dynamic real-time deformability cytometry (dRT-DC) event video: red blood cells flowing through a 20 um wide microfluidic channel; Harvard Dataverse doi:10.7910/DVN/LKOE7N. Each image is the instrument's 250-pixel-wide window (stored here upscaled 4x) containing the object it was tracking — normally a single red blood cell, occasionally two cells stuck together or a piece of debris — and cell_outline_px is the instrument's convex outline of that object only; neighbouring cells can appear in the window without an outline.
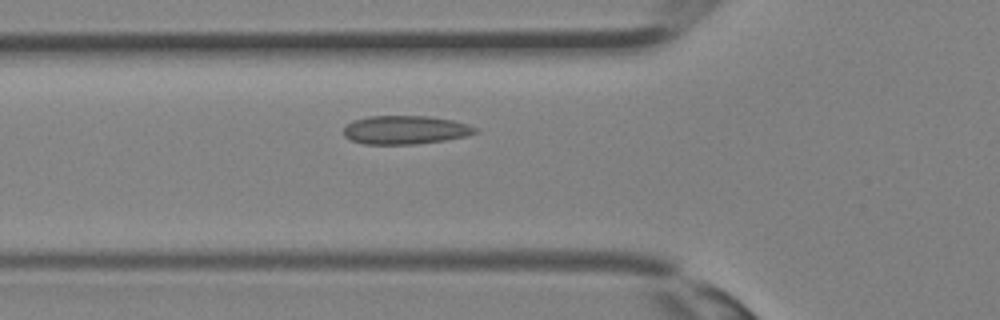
{"species": "Egyptian fruit bat (a non-hibernating species)", "species_latin": "Rousettus aegyptiacus", "temperature_condition": "room temperature", "stored_images_in_passage": 32, "camera_frame_rate_fps": 3000, "um_per_image_px": 0.085, "animal": {"sex": "female"}, "frame": {"image": 1, "passage_image": 10, "time_ms": 3.0, "image_size_px": [1000, 320], "cell_outline_px": [[480, 132], [464, 136], [444, 140], [416, 144], [364, 144], [352, 140], [344, 136], [344, 128], [352, 120], [368, 116], [428, 116], [452, 120], [468, 124], [476, 128]], "centroid_in_image_um": [34.44, 11.04], "position_along_channel_um": 91.4, "area_um2": 21.85}}
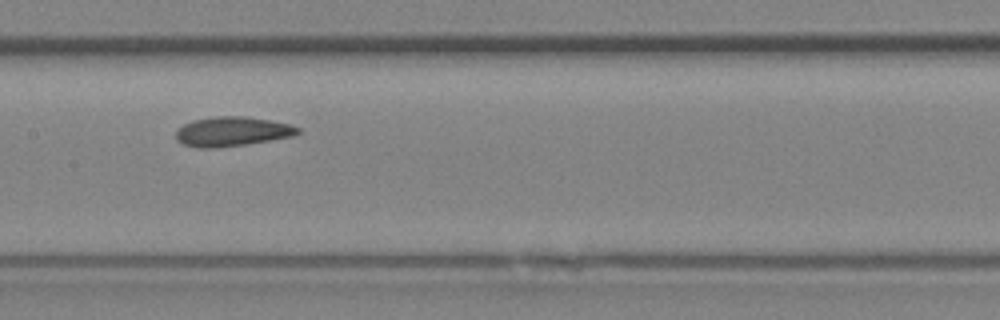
{"frame": {"image": 2, "passage_image": 15, "time_ms": 4.667, "image_size_px": [1000, 320], "cell_outline_px": [[300, 132], [292, 136], [244, 144], [216, 148], [196, 148], [184, 144], [176, 140], [176, 132], [184, 124], [192, 120], [216, 116], [244, 116], [292, 124], [300, 128]], "centroid_in_image_um": [19.71, 11.17], "position_along_channel_um": 187.7, "area_um2": 20.81}}
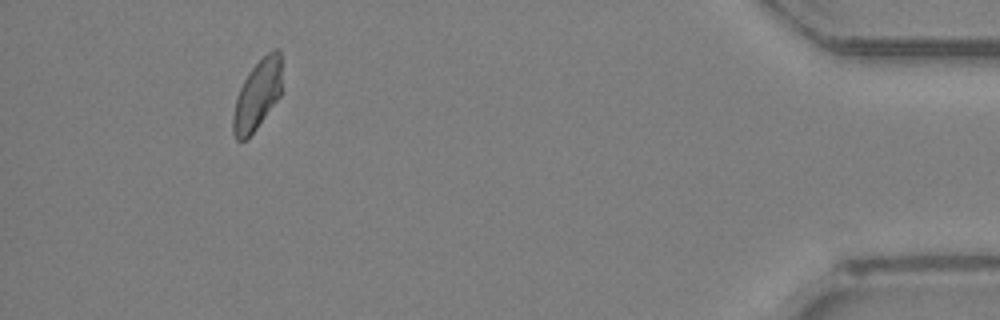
{"frame": {"image": 3, "passage_image": 30, "time_ms": 9.667, "image_size_px": [1000, 320], "cell_outline_px": [[280, 96], [256, 128], [244, 140], [236, 140], [232, 132], [232, 116], [236, 96], [248, 72], [268, 52], [276, 48], [280, 52]], "centroid_in_image_um": [21.83, 8.09], "position_along_channel_um": 413.4, "area_um2": 19.42}}